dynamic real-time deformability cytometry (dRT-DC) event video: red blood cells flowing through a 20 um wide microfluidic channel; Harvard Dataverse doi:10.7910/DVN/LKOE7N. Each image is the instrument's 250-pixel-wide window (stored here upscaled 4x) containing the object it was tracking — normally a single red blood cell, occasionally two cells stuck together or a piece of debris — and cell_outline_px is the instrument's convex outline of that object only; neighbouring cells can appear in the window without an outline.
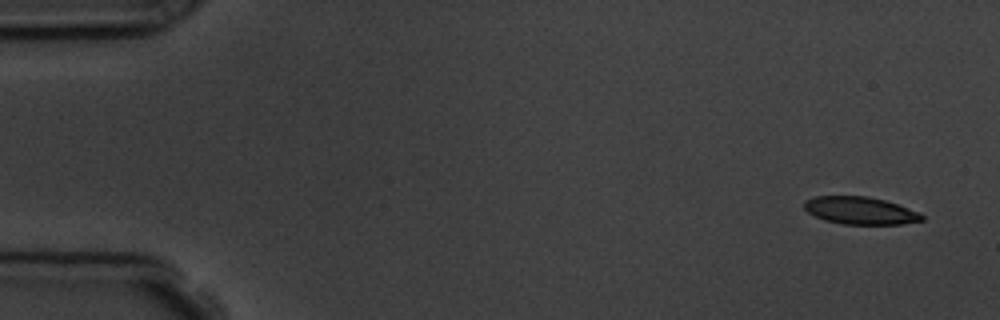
{"species": "common noctule bat (a hibernating species)", "species_latin": "Nyctalus noctula", "temperature_condition": "room temperature", "stored_images_in_passage": 5, "camera_frame_rate_fps": 3000, "um_per_image_px": 0.085, "animal": {"sex": "male", "body_mass_g": 19.5, "forearm_length_mm": 54.6}, "frame": {"image": 1, "passage_image": 1, "time_ms": 0.0, "image_size_px": [1000, 320], "cell_outline_px": [[924, 220], [900, 224], [844, 224], [824, 220], [808, 212], [804, 208], [804, 200], [816, 196], [868, 196], [884, 200], [920, 212], [924, 216]], "centroid_in_image_um": [73.12, 17.89], "position_along_channel_um": 11.9, "area_um2": 18.79}}
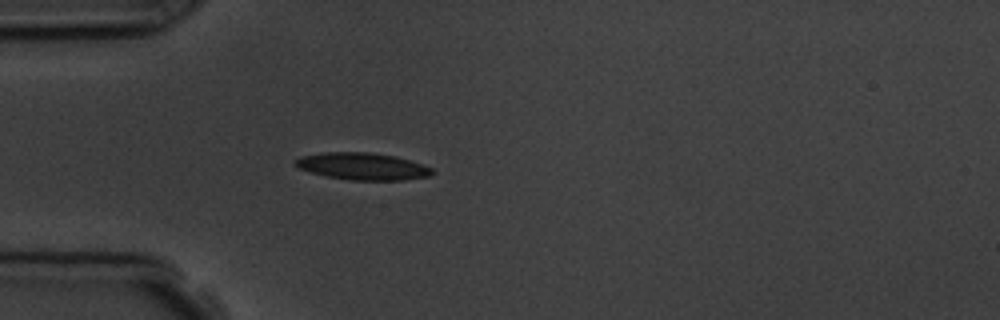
{"frame": {"image": 2, "passage_image": 5, "time_ms": 4.333, "image_size_px": [1000, 320], "cell_outline_px": [[432, 172], [428, 176], [404, 180], [352, 180], [328, 176], [312, 172], [300, 168], [292, 164], [292, 160], [300, 156], [324, 152], [368, 152], [396, 156], [432, 168]], "centroid_in_image_um": [30.76, 14.12], "position_along_channel_um": 54.2, "area_um2": 21.39}}